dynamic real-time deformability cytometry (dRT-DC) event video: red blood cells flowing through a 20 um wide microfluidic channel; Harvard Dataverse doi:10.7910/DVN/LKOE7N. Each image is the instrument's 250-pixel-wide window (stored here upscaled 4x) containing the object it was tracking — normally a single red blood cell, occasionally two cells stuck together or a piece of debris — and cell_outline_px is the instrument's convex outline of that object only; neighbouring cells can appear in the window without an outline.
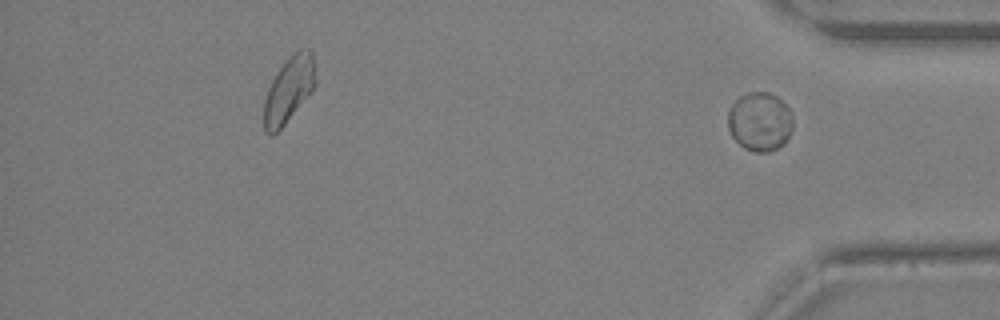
{"species": "Egyptian fruit bat (a non-hibernating species)", "species_latin": "Rousettus aegyptiacus", "temperature_condition": "warm", "stored_images_in_passage": 25, "segment_of_instrument_passage": [2, 2], "camera_frame_rate_fps": 3000, "um_per_image_px": 0.085, "animal": {"sex": "female"}, "frame": {"image": 1, "passage_image": 25, "time_ms": 8.0, "image_size_px": [1000, 320], "cell_outline_px": [[792, 128], [784, 144], [768, 152], [752, 152], [744, 148], [732, 136], [728, 128], [728, 112], [732, 104], [740, 96], [748, 92], [768, 92], [776, 96], [792, 112]], "centroid_in_image_um": [64.58, 10.34], "position_along_channel_um": 370.6, "area_um2": 22.25}}